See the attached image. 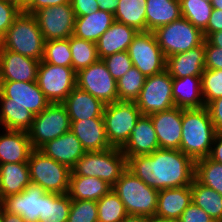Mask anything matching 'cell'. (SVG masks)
Returning a JSON list of instances; mask_svg holds the SVG:
<instances>
[{
    "label": "cell",
    "mask_w": 222,
    "mask_h": 222,
    "mask_svg": "<svg viewBox=\"0 0 222 222\" xmlns=\"http://www.w3.org/2000/svg\"><path fill=\"white\" fill-rule=\"evenodd\" d=\"M127 169L148 186L161 190L191 185L195 161L177 149H157L127 158Z\"/></svg>",
    "instance_id": "6da1fadb"
},
{
    "label": "cell",
    "mask_w": 222,
    "mask_h": 222,
    "mask_svg": "<svg viewBox=\"0 0 222 222\" xmlns=\"http://www.w3.org/2000/svg\"><path fill=\"white\" fill-rule=\"evenodd\" d=\"M216 131L206 106L182 109L180 151L194 161L210 155Z\"/></svg>",
    "instance_id": "7a4b0ae2"
},
{
    "label": "cell",
    "mask_w": 222,
    "mask_h": 222,
    "mask_svg": "<svg viewBox=\"0 0 222 222\" xmlns=\"http://www.w3.org/2000/svg\"><path fill=\"white\" fill-rule=\"evenodd\" d=\"M1 47L41 61L45 39L33 14L22 11L1 39Z\"/></svg>",
    "instance_id": "3957f363"
},
{
    "label": "cell",
    "mask_w": 222,
    "mask_h": 222,
    "mask_svg": "<svg viewBox=\"0 0 222 222\" xmlns=\"http://www.w3.org/2000/svg\"><path fill=\"white\" fill-rule=\"evenodd\" d=\"M128 214L155 217L159 190L148 186L126 169L112 186Z\"/></svg>",
    "instance_id": "277c9868"
},
{
    "label": "cell",
    "mask_w": 222,
    "mask_h": 222,
    "mask_svg": "<svg viewBox=\"0 0 222 222\" xmlns=\"http://www.w3.org/2000/svg\"><path fill=\"white\" fill-rule=\"evenodd\" d=\"M127 169V157L121 148L85 152L71 169V175L93 176L113 186Z\"/></svg>",
    "instance_id": "5b68a950"
},
{
    "label": "cell",
    "mask_w": 222,
    "mask_h": 222,
    "mask_svg": "<svg viewBox=\"0 0 222 222\" xmlns=\"http://www.w3.org/2000/svg\"><path fill=\"white\" fill-rule=\"evenodd\" d=\"M30 181L41 186L46 192L67 194L71 169L45 156L40 150L34 149L28 159Z\"/></svg>",
    "instance_id": "8992f818"
},
{
    "label": "cell",
    "mask_w": 222,
    "mask_h": 222,
    "mask_svg": "<svg viewBox=\"0 0 222 222\" xmlns=\"http://www.w3.org/2000/svg\"><path fill=\"white\" fill-rule=\"evenodd\" d=\"M153 33L165 58L200 46L205 40L203 32L184 17L157 28Z\"/></svg>",
    "instance_id": "52a82bcc"
},
{
    "label": "cell",
    "mask_w": 222,
    "mask_h": 222,
    "mask_svg": "<svg viewBox=\"0 0 222 222\" xmlns=\"http://www.w3.org/2000/svg\"><path fill=\"white\" fill-rule=\"evenodd\" d=\"M141 115L135 102L117 101L106 104L102 117L109 144L122 148Z\"/></svg>",
    "instance_id": "ba28073f"
},
{
    "label": "cell",
    "mask_w": 222,
    "mask_h": 222,
    "mask_svg": "<svg viewBox=\"0 0 222 222\" xmlns=\"http://www.w3.org/2000/svg\"><path fill=\"white\" fill-rule=\"evenodd\" d=\"M70 118L62 103H50L39 114L34 115L28 131L33 149H39L46 142L70 131Z\"/></svg>",
    "instance_id": "9c48e42d"
},
{
    "label": "cell",
    "mask_w": 222,
    "mask_h": 222,
    "mask_svg": "<svg viewBox=\"0 0 222 222\" xmlns=\"http://www.w3.org/2000/svg\"><path fill=\"white\" fill-rule=\"evenodd\" d=\"M172 84L173 78L166 70L146 77L144 86L135 101L142 115H151L175 107Z\"/></svg>",
    "instance_id": "30bf717a"
},
{
    "label": "cell",
    "mask_w": 222,
    "mask_h": 222,
    "mask_svg": "<svg viewBox=\"0 0 222 222\" xmlns=\"http://www.w3.org/2000/svg\"><path fill=\"white\" fill-rule=\"evenodd\" d=\"M77 72L72 67H64L40 61L37 84L50 103H63L76 87Z\"/></svg>",
    "instance_id": "8fae6325"
},
{
    "label": "cell",
    "mask_w": 222,
    "mask_h": 222,
    "mask_svg": "<svg viewBox=\"0 0 222 222\" xmlns=\"http://www.w3.org/2000/svg\"><path fill=\"white\" fill-rule=\"evenodd\" d=\"M129 57L145 77L165 70L166 58L153 32L139 31L128 48Z\"/></svg>",
    "instance_id": "7c38bea8"
},
{
    "label": "cell",
    "mask_w": 222,
    "mask_h": 222,
    "mask_svg": "<svg viewBox=\"0 0 222 222\" xmlns=\"http://www.w3.org/2000/svg\"><path fill=\"white\" fill-rule=\"evenodd\" d=\"M76 86L105 105L118 101L116 80L101 59L77 72Z\"/></svg>",
    "instance_id": "4fadbf2b"
},
{
    "label": "cell",
    "mask_w": 222,
    "mask_h": 222,
    "mask_svg": "<svg viewBox=\"0 0 222 222\" xmlns=\"http://www.w3.org/2000/svg\"><path fill=\"white\" fill-rule=\"evenodd\" d=\"M0 103L1 106L25 107L34 115L50 104L36 81H0Z\"/></svg>",
    "instance_id": "5bb4252c"
},
{
    "label": "cell",
    "mask_w": 222,
    "mask_h": 222,
    "mask_svg": "<svg viewBox=\"0 0 222 222\" xmlns=\"http://www.w3.org/2000/svg\"><path fill=\"white\" fill-rule=\"evenodd\" d=\"M45 42L66 39L73 35L76 15L71 2L44 7L34 14Z\"/></svg>",
    "instance_id": "9a60e30c"
},
{
    "label": "cell",
    "mask_w": 222,
    "mask_h": 222,
    "mask_svg": "<svg viewBox=\"0 0 222 222\" xmlns=\"http://www.w3.org/2000/svg\"><path fill=\"white\" fill-rule=\"evenodd\" d=\"M45 192L41 186L30 183L20 194L5 197L0 206L9 213L22 216L26 222H38Z\"/></svg>",
    "instance_id": "2e32d148"
},
{
    "label": "cell",
    "mask_w": 222,
    "mask_h": 222,
    "mask_svg": "<svg viewBox=\"0 0 222 222\" xmlns=\"http://www.w3.org/2000/svg\"><path fill=\"white\" fill-rule=\"evenodd\" d=\"M39 64L38 60L1 47L0 81H36Z\"/></svg>",
    "instance_id": "e0dca14e"
},
{
    "label": "cell",
    "mask_w": 222,
    "mask_h": 222,
    "mask_svg": "<svg viewBox=\"0 0 222 222\" xmlns=\"http://www.w3.org/2000/svg\"><path fill=\"white\" fill-rule=\"evenodd\" d=\"M154 125L160 149H180L182 108L174 107L149 115Z\"/></svg>",
    "instance_id": "ac0fdd59"
},
{
    "label": "cell",
    "mask_w": 222,
    "mask_h": 222,
    "mask_svg": "<svg viewBox=\"0 0 222 222\" xmlns=\"http://www.w3.org/2000/svg\"><path fill=\"white\" fill-rule=\"evenodd\" d=\"M160 149L153 122L149 115H141L136 126L131 131V136L121 148L127 157L148 155Z\"/></svg>",
    "instance_id": "d6986e66"
},
{
    "label": "cell",
    "mask_w": 222,
    "mask_h": 222,
    "mask_svg": "<svg viewBox=\"0 0 222 222\" xmlns=\"http://www.w3.org/2000/svg\"><path fill=\"white\" fill-rule=\"evenodd\" d=\"M191 202V185L161 189L158 193L155 217L177 222Z\"/></svg>",
    "instance_id": "ffe728a7"
},
{
    "label": "cell",
    "mask_w": 222,
    "mask_h": 222,
    "mask_svg": "<svg viewBox=\"0 0 222 222\" xmlns=\"http://www.w3.org/2000/svg\"><path fill=\"white\" fill-rule=\"evenodd\" d=\"M38 150L45 156L60 162L72 169L85 154L81 142L70 130L63 135L46 142Z\"/></svg>",
    "instance_id": "44dd1931"
},
{
    "label": "cell",
    "mask_w": 222,
    "mask_h": 222,
    "mask_svg": "<svg viewBox=\"0 0 222 222\" xmlns=\"http://www.w3.org/2000/svg\"><path fill=\"white\" fill-rule=\"evenodd\" d=\"M165 70L172 78L201 76L205 70L204 42L186 52L167 57Z\"/></svg>",
    "instance_id": "7402d4cb"
},
{
    "label": "cell",
    "mask_w": 222,
    "mask_h": 222,
    "mask_svg": "<svg viewBox=\"0 0 222 222\" xmlns=\"http://www.w3.org/2000/svg\"><path fill=\"white\" fill-rule=\"evenodd\" d=\"M70 122V130L79 139L86 152L103 151L112 147L106 136L103 118H89Z\"/></svg>",
    "instance_id": "603a6c76"
},
{
    "label": "cell",
    "mask_w": 222,
    "mask_h": 222,
    "mask_svg": "<svg viewBox=\"0 0 222 222\" xmlns=\"http://www.w3.org/2000/svg\"><path fill=\"white\" fill-rule=\"evenodd\" d=\"M62 104L67 109L70 121L103 118L105 104L77 86L69 93Z\"/></svg>",
    "instance_id": "cb8c5ba5"
},
{
    "label": "cell",
    "mask_w": 222,
    "mask_h": 222,
    "mask_svg": "<svg viewBox=\"0 0 222 222\" xmlns=\"http://www.w3.org/2000/svg\"><path fill=\"white\" fill-rule=\"evenodd\" d=\"M139 31L132 26L115 21L96 42L99 59L121 51H128L129 45Z\"/></svg>",
    "instance_id": "d4e9b609"
},
{
    "label": "cell",
    "mask_w": 222,
    "mask_h": 222,
    "mask_svg": "<svg viewBox=\"0 0 222 222\" xmlns=\"http://www.w3.org/2000/svg\"><path fill=\"white\" fill-rule=\"evenodd\" d=\"M3 132L0 134V164L28 162L34 150L28 132L7 129Z\"/></svg>",
    "instance_id": "484cf974"
},
{
    "label": "cell",
    "mask_w": 222,
    "mask_h": 222,
    "mask_svg": "<svg viewBox=\"0 0 222 222\" xmlns=\"http://www.w3.org/2000/svg\"><path fill=\"white\" fill-rule=\"evenodd\" d=\"M31 183L27 162L0 164V202L20 194Z\"/></svg>",
    "instance_id": "4316f807"
},
{
    "label": "cell",
    "mask_w": 222,
    "mask_h": 222,
    "mask_svg": "<svg viewBox=\"0 0 222 222\" xmlns=\"http://www.w3.org/2000/svg\"><path fill=\"white\" fill-rule=\"evenodd\" d=\"M172 95L175 107L190 109L205 106L201 91V76L173 78Z\"/></svg>",
    "instance_id": "83f0119b"
},
{
    "label": "cell",
    "mask_w": 222,
    "mask_h": 222,
    "mask_svg": "<svg viewBox=\"0 0 222 222\" xmlns=\"http://www.w3.org/2000/svg\"><path fill=\"white\" fill-rule=\"evenodd\" d=\"M114 22V14L102 10L91 15L76 16L73 35L96 43Z\"/></svg>",
    "instance_id": "f1b7e54d"
},
{
    "label": "cell",
    "mask_w": 222,
    "mask_h": 222,
    "mask_svg": "<svg viewBox=\"0 0 222 222\" xmlns=\"http://www.w3.org/2000/svg\"><path fill=\"white\" fill-rule=\"evenodd\" d=\"M146 31L174 22L182 17L180 0H146Z\"/></svg>",
    "instance_id": "f546056e"
},
{
    "label": "cell",
    "mask_w": 222,
    "mask_h": 222,
    "mask_svg": "<svg viewBox=\"0 0 222 222\" xmlns=\"http://www.w3.org/2000/svg\"><path fill=\"white\" fill-rule=\"evenodd\" d=\"M111 189V185L97 177L70 175L67 194L72 200H92L97 202Z\"/></svg>",
    "instance_id": "4dcf8cb0"
},
{
    "label": "cell",
    "mask_w": 222,
    "mask_h": 222,
    "mask_svg": "<svg viewBox=\"0 0 222 222\" xmlns=\"http://www.w3.org/2000/svg\"><path fill=\"white\" fill-rule=\"evenodd\" d=\"M192 202L202 208L215 222H222V195L199 183L195 178L191 184Z\"/></svg>",
    "instance_id": "1f68e13d"
},
{
    "label": "cell",
    "mask_w": 222,
    "mask_h": 222,
    "mask_svg": "<svg viewBox=\"0 0 222 222\" xmlns=\"http://www.w3.org/2000/svg\"><path fill=\"white\" fill-rule=\"evenodd\" d=\"M72 199L68 194L45 192L38 222H67Z\"/></svg>",
    "instance_id": "d6a6232c"
},
{
    "label": "cell",
    "mask_w": 222,
    "mask_h": 222,
    "mask_svg": "<svg viewBox=\"0 0 222 222\" xmlns=\"http://www.w3.org/2000/svg\"><path fill=\"white\" fill-rule=\"evenodd\" d=\"M146 0H119L115 21L146 31Z\"/></svg>",
    "instance_id": "836d02e7"
},
{
    "label": "cell",
    "mask_w": 222,
    "mask_h": 222,
    "mask_svg": "<svg viewBox=\"0 0 222 222\" xmlns=\"http://www.w3.org/2000/svg\"><path fill=\"white\" fill-rule=\"evenodd\" d=\"M194 178L222 195V164L209 156L195 161Z\"/></svg>",
    "instance_id": "e575fe53"
},
{
    "label": "cell",
    "mask_w": 222,
    "mask_h": 222,
    "mask_svg": "<svg viewBox=\"0 0 222 222\" xmlns=\"http://www.w3.org/2000/svg\"><path fill=\"white\" fill-rule=\"evenodd\" d=\"M69 45L72 53V68L76 72L99 60L96 43L72 35L69 37Z\"/></svg>",
    "instance_id": "d590c367"
},
{
    "label": "cell",
    "mask_w": 222,
    "mask_h": 222,
    "mask_svg": "<svg viewBox=\"0 0 222 222\" xmlns=\"http://www.w3.org/2000/svg\"><path fill=\"white\" fill-rule=\"evenodd\" d=\"M0 123L4 130L28 132L34 120V114L25 107L0 106Z\"/></svg>",
    "instance_id": "8d00e7d4"
},
{
    "label": "cell",
    "mask_w": 222,
    "mask_h": 222,
    "mask_svg": "<svg viewBox=\"0 0 222 222\" xmlns=\"http://www.w3.org/2000/svg\"><path fill=\"white\" fill-rule=\"evenodd\" d=\"M98 222H121L127 215L125 205L111 189L97 201Z\"/></svg>",
    "instance_id": "74e56055"
},
{
    "label": "cell",
    "mask_w": 222,
    "mask_h": 222,
    "mask_svg": "<svg viewBox=\"0 0 222 222\" xmlns=\"http://www.w3.org/2000/svg\"><path fill=\"white\" fill-rule=\"evenodd\" d=\"M182 17L203 31L208 24L213 6L205 0H180Z\"/></svg>",
    "instance_id": "f35d334b"
},
{
    "label": "cell",
    "mask_w": 222,
    "mask_h": 222,
    "mask_svg": "<svg viewBox=\"0 0 222 222\" xmlns=\"http://www.w3.org/2000/svg\"><path fill=\"white\" fill-rule=\"evenodd\" d=\"M146 77L133 66L117 82L118 101L135 102Z\"/></svg>",
    "instance_id": "ab89813d"
},
{
    "label": "cell",
    "mask_w": 222,
    "mask_h": 222,
    "mask_svg": "<svg viewBox=\"0 0 222 222\" xmlns=\"http://www.w3.org/2000/svg\"><path fill=\"white\" fill-rule=\"evenodd\" d=\"M43 61L52 65L72 67L69 38L45 42Z\"/></svg>",
    "instance_id": "60d3db41"
},
{
    "label": "cell",
    "mask_w": 222,
    "mask_h": 222,
    "mask_svg": "<svg viewBox=\"0 0 222 222\" xmlns=\"http://www.w3.org/2000/svg\"><path fill=\"white\" fill-rule=\"evenodd\" d=\"M201 91L205 106L222 97V69H205L201 75Z\"/></svg>",
    "instance_id": "b9f144b4"
},
{
    "label": "cell",
    "mask_w": 222,
    "mask_h": 222,
    "mask_svg": "<svg viewBox=\"0 0 222 222\" xmlns=\"http://www.w3.org/2000/svg\"><path fill=\"white\" fill-rule=\"evenodd\" d=\"M67 222H98L97 202L72 200Z\"/></svg>",
    "instance_id": "7bdbcfd3"
},
{
    "label": "cell",
    "mask_w": 222,
    "mask_h": 222,
    "mask_svg": "<svg viewBox=\"0 0 222 222\" xmlns=\"http://www.w3.org/2000/svg\"><path fill=\"white\" fill-rule=\"evenodd\" d=\"M116 82L133 67L128 51L114 53L102 59Z\"/></svg>",
    "instance_id": "ee69618b"
},
{
    "label": "cell",
    "mask_w": 222,
    "mask_h": 222,
    "mask_svg": "<svg viewBox=\"0 0 222 222\" xmlns=\"http://www.w3.org/2000/svg\"><path fill=\"white\" fill-rule=\"evenodd\" d=\"M22 12L16 3L0 0V39L13 24L14 19Z\"/></svg>",
    "instance_id": "f6af8a7d"
},
{
    "label": "cell",
    "mask_w": 222,
    "mask_h": 222,
    "mask_svg": "<svg viewBox=\"0 0 222 222\" xmlns=\"http://www.w3.org/2000/svg\"><path fill=\"white\" fill-rule=\"evenodd\" d=\"M177 222H215L202 208L193 202L183 211Z\"/></svg>",
    "instance_id": "bcb514c9"
},
{
    "label": "cell",
    "mask_w": 222,
    "mask_h": 222,
    "mask_svg": "<svg viewBox=\"0 0 222 222\" xmlns=\"http://www.w3.org/2000/svg\"><path fill=\"white\" fill-rule=\"evenodd\" d=\"M205 45V69H222V48L211 45L206 39Z\"/></svg>",
    "instance_id": "7dc6e473"
},
{
    "label": "cell",
    "mask_w": 222,
    "mask_h": 222,
    "mask_svg": "<svg viewBox=\"0 0 222 222\" xmlns=\"http://www.w3.org/2000/svg\"><path fill=\"white\" fill-rule=\"evenodd\" d=\"M206 108L217 133H222V97L210 101Z\"/></svg>",
    "instance_id": "c3c4849f"
},
{
    "label": "cell",
    "mask_w": 222,
    "mask_h": 222,
    "mask_svg": "<svg viewBox=\"0 0 222 222\" xmlns=\"http://www.w3.org/2000/svg\"><path fill=\"white\" fill-rule=\"evenodd\" d=\"M76 16L91 15L99 10L96 0H70Z\"/></svg>",
    "instance_id": "681fc988"
},
{
    "label": "cell",
    "mask_w": 222,
    "mask_h": 222,
    "mask_svg": "<svg viewBox=\"0 0 222 222\" xmlns=\"http://www.w3.org/2000/svg\"><path fill=\"white\" fill-rule=\"evenodd\" d=\"M222 31V10L213 9L207 27L202 31L206 39L211 33Z\"/></svg>",
    "instance_id": "f907efd6"
},
{
    "label": "cell",
    "mask_w": 222,
    "mask_h": 222,
    "mask_svg": "<svg viewBox=\"0 0 222 222\" xmlns=\"http://www.w3.org/2000/svg\"><path fill=\"white\" fill-rule=\"evenodd\" d=\"M65 3H70V0H34L24 12L34 14L41 8L62 5Z\"/></svg>",
    "instance_id": "816d5d0a"
},
{
    "label": "cell",
    "mask_w": 222,
    "mask_h": 222,
    "mask_svg": "<svg viewBox=\"0 0 222 222\" xmlns=\"http://www.w3.org/2000/svg\"><path fill=\"white\" fill-rule=\"evenodd\" d=\"M209 157L222 164V133L216 132Z\"/></svg>",
    "instance_id": "f5cc1de1"
},
{
    "label": "cell",
    "mask_w": 222,
    "mask_h": 222,
    "mask_svg": "<svg viewBox=\"0 0 222 222\" xmlns=\"http://www.w3.org/2000/svg\"><path fill=\"white\" fill-rule=\"evenodd\" d=\"M99 10L114 14L118 8L119 0H96Z\"/></svg>",
    "instance_id": "db71d44e"
},
{
    "label": "cell",
    "mask_w": 222,
    "mask_h": 222,
    "mask_svg": "<svg viewBox=\"0 0 222 222\" xmlns=\"http://www.w3.org/2000/svg\"><path fill=\"white\" fill-rule=\"evenodd\" d=\"M0 217H1V222H26V220L22 216L9 213L5 211L1 206H0Z\"/></svg>",
    "instance_id": "11a10c76"
},
{
    "label": "cell",
    "mask_w": 222,
    "mask_h": 222,
    "mask_svg": "<svg viewBox=\"0 0 222 222\" xmlns=\"http://www.w3.org/2000/svg\"><path fill=\"white\" fill-rule=\"evenodd\" d=\"M206 40L213 46L222 48V31L211 33Z\"/></svg>",
    "instance_id": "9f6ffc18"
},
{
    "label": "cell",
    "mask_w": 222,
    "mask_h": 222,
    "mask_svg": "<svg viewBox=\"0 0 222 222\" xmlns=\"http://www.w3.org/2000/svg\"><path fill=\"white\" fill-rule=\"evenodd\" d=\"M148 219V216L128 214L121 222H148Z\"/></svg>",
    "instance_id": "6f0895ef"
},
{
    "label": "cell",
    "mask_w": 222,
    "mask_h": 222,
    "mask_svg": "<svg viewBox=\"0 0 222 222\" xmlns=\"http://www.w3.org/2000/svg\"><path fill=\"white\" fill-rule=\"evenodd\" d=\"M34 0H19V8L24 11Z\"/></svg>",
    "instance_id": "680465c9"
},
{
    "label": "cell",
    "mask_w": 222,
    "mask_h": 222,
    "mask_svg": "<svg viewBox=\"0 0 222 222\" xmlns=\"http://www.w3.org/2000/svg\"><path fill=\"white\" fill-rule=\"evenodd\" d=\"M211 4L213 6V9L222 10V0H213Z\"/></svg>",
    "instance_id": "91938a15"
},
{
    "label": "cell",
    "mask_w": 222,
    "mask_h": 222,
    "mask_svg": "<svg viewBox=\"0 0 222 222\" xmlns=\"http://www.w3.org/2000/svg\"><path fill=\"white\" fill-rule=\"evenodd\" d=\"M148 222H171V221H167V220H164V219H159V218H156V217H149Z\"/></svg>",
    "instance_id": "94428289"
},
{
    "label": "cell",
    "mask_w": 222,
    "mask_h": 222,
    "mask_svg": "<svg viewBox=\"0 0 222 222\" xmlns=\"http://www.w3.org/2000/svg\"><path fill=\"white\" fill-rule=\"evenodd\" d=\"M8 1H11V2H14L17 4V6L19 7V0H8Z\"/></svg>",
    "instance_id": "6125c7cd"
}]
</instances>
